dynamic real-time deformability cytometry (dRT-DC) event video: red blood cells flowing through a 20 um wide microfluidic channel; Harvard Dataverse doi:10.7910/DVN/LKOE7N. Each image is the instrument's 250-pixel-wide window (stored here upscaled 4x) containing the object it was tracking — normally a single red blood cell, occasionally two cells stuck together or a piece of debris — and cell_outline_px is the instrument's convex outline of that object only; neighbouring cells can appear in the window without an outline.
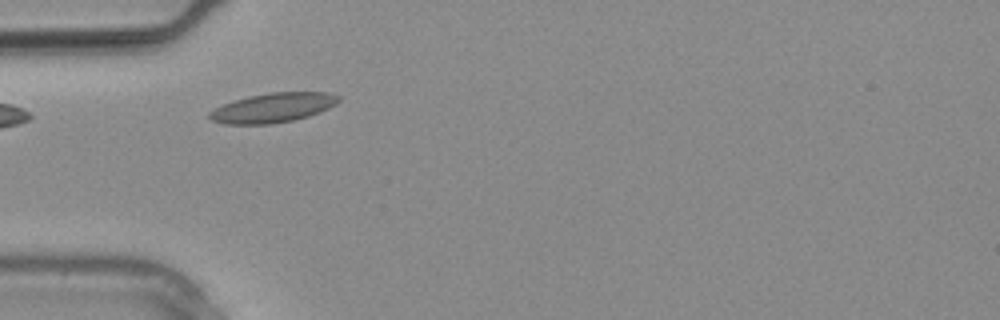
{"species": "common noctule bat (a hibernating species)", "species_latin": "Nyctalus noctula", "temperature_condition": "warm", "stored_images_in_passage": 19, "camera_frame_rate_fps": 3000, "um_per_image_px": 0.085, "animal": {"sex": "male", "body_mass_g": 20.4}, "frame": {"image": 1, "passage_image": 1, "time_ms": 0.0, "image_size_px": [1000, 320], "cell_outline_px": [[340, 100], [336, 104], [320, 112], [308, 116], [292, 120], [272, 124], [224, 124], [212, 120], [208, 116], [208, 112], [224, 104], [248, 96], [272, 92], [328, 92], [340, 96]], "centroid_in_image_um": [23.22, 9.15], "position_along_channel_um": 61.8, "area_um2": 22.08}}